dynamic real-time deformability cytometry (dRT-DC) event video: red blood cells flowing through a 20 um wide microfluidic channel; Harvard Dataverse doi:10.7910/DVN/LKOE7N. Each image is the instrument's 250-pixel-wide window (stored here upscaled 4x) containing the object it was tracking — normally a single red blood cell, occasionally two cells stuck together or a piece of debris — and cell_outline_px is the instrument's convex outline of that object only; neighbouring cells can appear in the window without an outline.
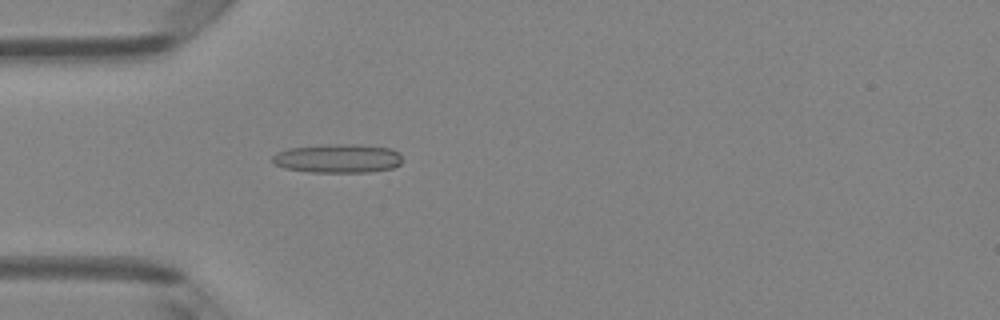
{"species": "Egyptian fruit bat (a non-hibernating species)", "species_latin": "Rousettus aegyptiacus", "temperature_condition": "room temperature", "stored_images_in_passage": 48, "camera_frame_rate_fps": 3000, "um_per_image_px": 0.085, "animal": {"sex": "female"}, "frame": {"image": 1, "passage_image": 14, "time_ms": 4.333, "image_size_px": [1000, 320], "cell_outline_px": [[400, 164], [392, 168], [372, 172], [312, 172], [284, 168], [276, 164], [272, 160], [272, 156], [276, 152], [288, 148], [324, 144], [356, 144], [392, 148], [400, 152]], "centroid_in_image_um": [28.72, 13.45], "position_along_channel_um": 56.3, "area_um2": 22.02}}
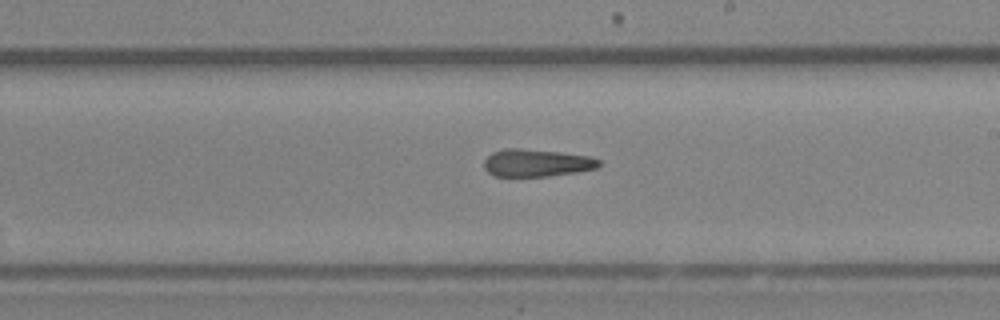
{"frame": {"image": 2, "passage_image": 28, "time_ms": 9.0, "image_size_px": [1000, 320], "cell_outline_px": [[600, 164], [596, 168], [576, 172], [548, 176], [496, 176], [488, 172], [484, 168], [484, 160], [492, 152], [504, 148], [516, 148], [560, 152], [588, 156], [600, 160]], "centroid_in_image_um": [45.58, 13.84], "position_along_channel_um": 243.4, "area_um2": 18.26}}
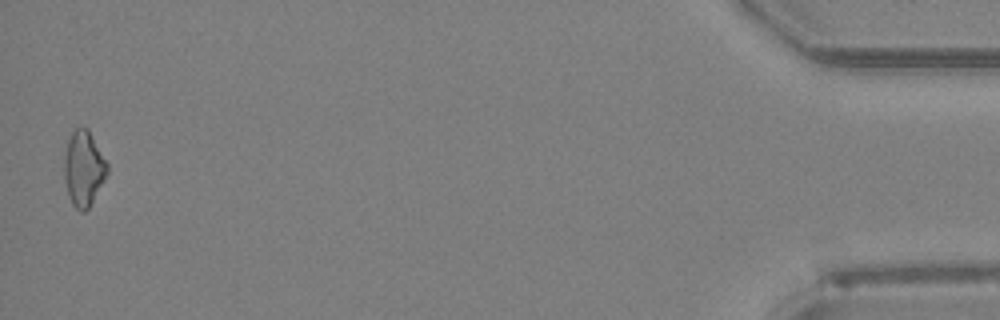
{"frame": {"image": 3, "passage_image": 48, "time_ms": 15.667, "image_size_px": [1000, 320], "cell_outline_px": [[108, 172], [104, 180], [88, 208], [84, 212], [80, 212], [72, 204], [68, 196], [64, 180], [64, 156], [68, 140], [72, 132], [76, 128], [88, 128], [108, 164]], "centroid_in_image_um": [7.1, 14.33], "position_along_channel_um": 428.1, "area_um2": 18.79}, "authors_computed_cell_mechanics": {"area_um2": 19.3341, "velocity_mm_per_s": 4.1322, "shape_relaxation_time_tau1_ms": 6.1562, "shape_relaxation_time_tau2_ms": 2.6297, "deformation_change_tau1": 0.1563, "deformation_change_tau2": 0.1188}}